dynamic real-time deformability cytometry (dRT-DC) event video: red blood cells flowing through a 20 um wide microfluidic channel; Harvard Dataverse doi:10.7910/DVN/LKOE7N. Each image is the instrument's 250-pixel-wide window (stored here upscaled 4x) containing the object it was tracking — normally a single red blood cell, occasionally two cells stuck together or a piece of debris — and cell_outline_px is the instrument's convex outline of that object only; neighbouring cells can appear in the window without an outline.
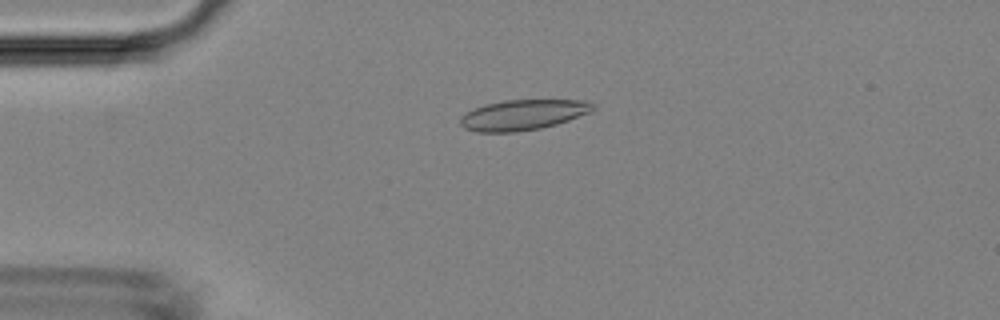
{"species": "Egyptian fruit bat (a non-hibernating species)", "species_latin": "Rousettus aegyptiacus", "temperature_condition": "room temperature", "stored_images_in_passage": 45, "camera_frame_rate_fps": 3000, "um_per_image_px": 0.085, "animal": {"sex": "female"}, "frame": {"image": 1, "passage_image": 7, "time_ms": 2.0, "image_size_px": [1000, 320], "cell_outline_px": [[596, 108], [592, 112], [556, 124], [540, 128], [516, 132], [476, 132], [464, 128], [460, 124], [460, 116], [484, 104], [504, 100], [580, 100], [596, 104]], "centroid_in_image_um": [44.46, 9.76], "position_along_channel_um": 40.5, "area_um2": 23.52}}
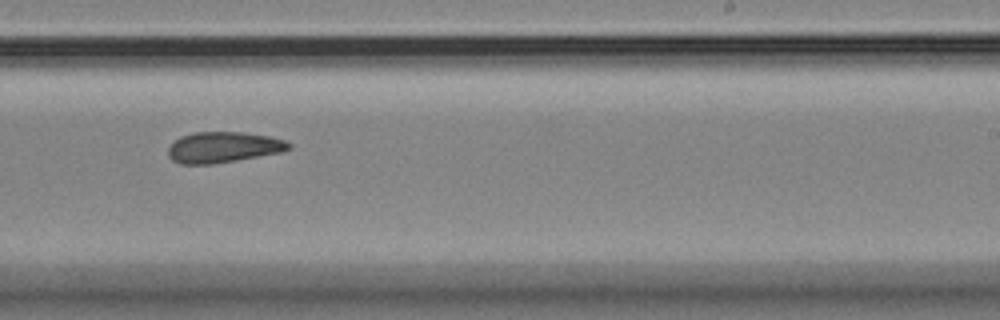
{"frame": {"image": 2, "passage_image": 26, "time_ms": 8.333, "image_size_px": [1000, 320], "cell_outline_px": [[292, 148], [284, 152], [212, 164], [180, 164], [172, 160], [168, 156], [168, 148], [180, 136], [192, 132], [244, 132], [268, 136], [288, 140], [292, 144]], "centroid_in_image_um": [19.02, 12.51], "position_along_channel_um": 270.0, "area_um2": 21.91}}
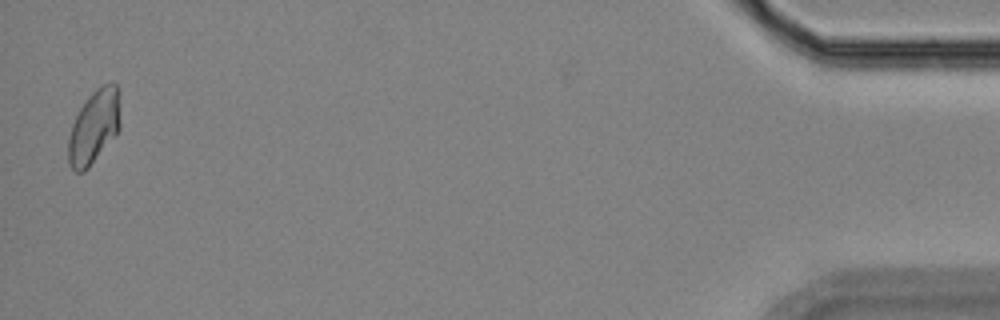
{"frame": {"image": 3, "passage_image": 44, "time_ms": 14.333, "image_size_px": [1000, 320], "cell_outline_px": [[120, 128], [88, 168], [84, 172], [76, 172], [68, 164], [68, 140], [72, 124], [80, 108], [88, 96], [96, 88], [104, 84], [116, 84], [120, 92]], "centroid_in_image_um": [8.0, 10.76], "position_along_channel_um": 427.2, "area_um2": 22.25}}